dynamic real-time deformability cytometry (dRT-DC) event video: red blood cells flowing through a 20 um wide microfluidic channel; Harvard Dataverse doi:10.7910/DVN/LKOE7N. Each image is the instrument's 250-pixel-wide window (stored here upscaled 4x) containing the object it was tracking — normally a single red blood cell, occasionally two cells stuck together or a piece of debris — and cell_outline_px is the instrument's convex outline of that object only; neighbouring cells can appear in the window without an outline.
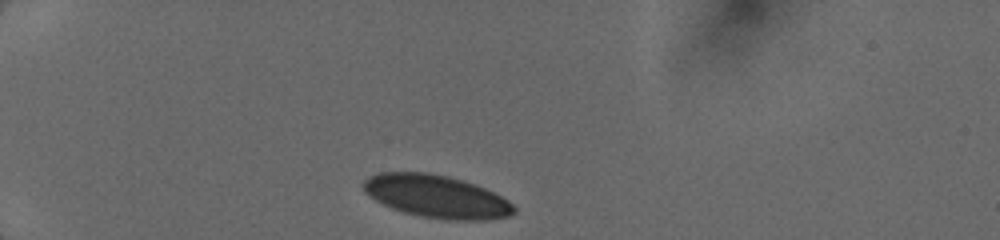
{"species": "human", "species_latin": "Homo sapiens", "temperature_condition": "cold", "stored_images_in_passage": 24, "camera_frame_rate_fps": 3000, "um_per_image_px": 0.085, "donor": {"sex": "female"}, "frame": {"image": 1, "passage_image": 1, "time_ms": 0.0, "image_size_px": [1000, 240], "cell_outline_px": [[516, 212], [508, 216], [488, 220], [448, 220], [420, 216], [404, 212], [392, 208], [368, 196], [364, 192], [360, 184], [368, 176], [380, 172], [428, 172], [448, 176], [464, 180], [476, 184], [508, 200], [516, 208]], "centroid_in_image_um": [37.07, 16.69], "position_along_channel_um": 47.9, "area_um2": 37.74}}
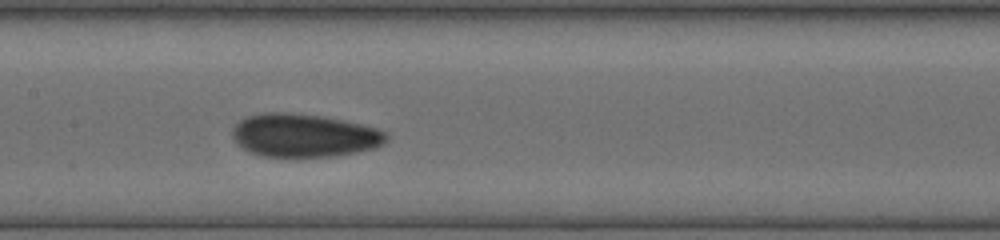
{"frame": {"image": 2, "passage_image": 15, "time_ms": 4.333, "image_size_px": [1000, 240], "cell_outline_px": [[388, 140], [384, 144], [376, 148], [336, 156], [260, 156], [248, 152], [236, 144], [232, 136], [232, 128], [240, 120], [248, 116], [268, 112], [280, 112], [320, 116], [360, 124], [376, 128], [388, 132]], "centroid_in_image_um": [25.84, 11.52], "position_along_channel_um": 181.6, "area_um2": 38.73}}
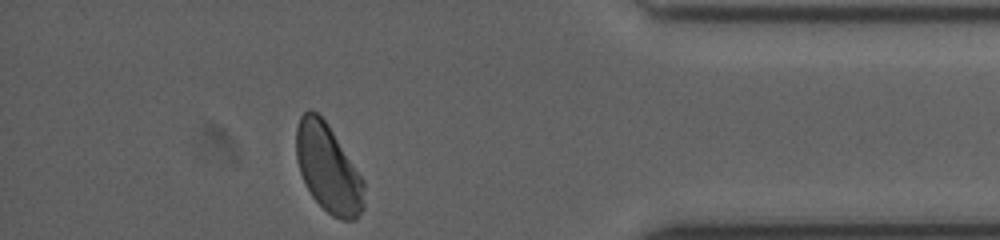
{"frame": {"image": 3, "passage_image": 24, "time_ms": 10.333, "image_size_px": [1000, 240], "cell_outline_px": [[364, 208], [356, 220], [344, 220], [332, 216], [312, 196], [300, 172], [296, 160], [296, 128], [300, 116], [304, 112], [312, 108], [328, 124], [364, 180]], "centroid_in_image_um": [27.9, 14.31], "position_along_channel_um": 407.3, "area_um2": 34.74}}